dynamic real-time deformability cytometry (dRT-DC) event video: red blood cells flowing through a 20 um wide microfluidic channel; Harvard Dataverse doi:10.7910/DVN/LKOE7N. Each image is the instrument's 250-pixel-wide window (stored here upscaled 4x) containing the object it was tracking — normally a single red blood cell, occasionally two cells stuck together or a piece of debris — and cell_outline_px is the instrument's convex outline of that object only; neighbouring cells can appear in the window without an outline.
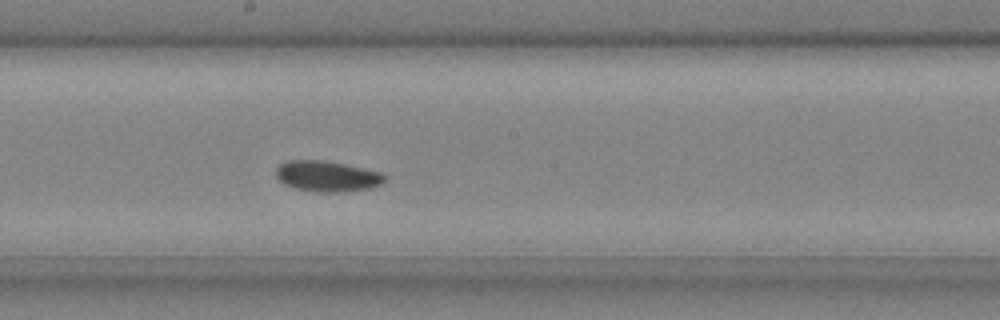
{"species": "common noctule bat (a hibernating species)", "species_latin": "Nyctalus noctula", "temperature_condition": "cold", "stored_images_in_passage": 38, "camera_frame_rate_fps": 3000, "um_per_image_px": 0.085, "animal": {"sex": "male", "body_mass_g": 20.4}, "frame": {"image": 1, "passage_image": 22, "time_ms": 7.0, "image_size_px": [1000, 320], "cell_outline_px": [[388, 180], [380, 184], [368, 188], [348, 192], [316, 192], [296, 188], [284, 184], [276, 176], [276, 168], [280, 164], [288, 160], [324, 160], [344, 164], [380, 172], [388, 176]], "centroid_in_image_um": [27.82, 14.98], "position_along_channel_um": 220.4, "area_um2": 19.54}}